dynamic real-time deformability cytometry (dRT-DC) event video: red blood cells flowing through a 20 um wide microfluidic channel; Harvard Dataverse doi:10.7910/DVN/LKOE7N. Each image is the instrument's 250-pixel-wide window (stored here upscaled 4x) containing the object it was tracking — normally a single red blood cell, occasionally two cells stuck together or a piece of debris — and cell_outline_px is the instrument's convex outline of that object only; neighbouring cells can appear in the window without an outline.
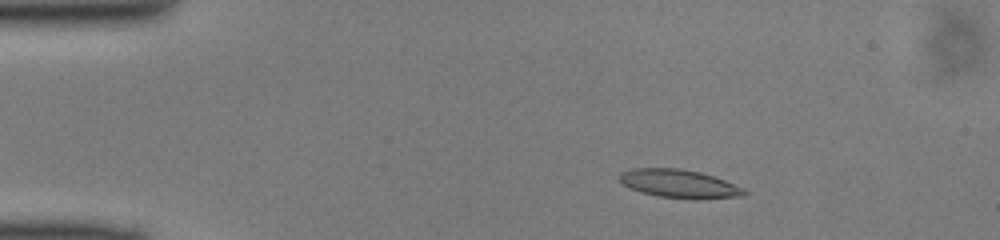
{"species": "common noctule bat (a hibernating species)", "species_latin": "Nyctalus noctula", "temperature_condition": "cold", "stored_images_in_passage": 47, "camera_frame_rate_fps": 3000, "um_per_image_px": 0.085, "animal": {"sex": "male", "body_mass_g": 13.0, "forearm_length_mm": 53.1}, "frame": {"image": 1, "passage_image": 6, "time_ms": 1.667, "image_size_px": [1000, 240], "cell_outline_px": [[748, 192], [744, 196], [696, 200], [692, 200], [656, 196], [640, 192], [624, 184], [620, 180], [620, 172], [632, 168], [680, 168], [700, 172], [724, 180], [744, 188]], "centroid_in_image_um": [57.76, 15.63], "position_along_channel_um": 27.2, "area_um2": 20.81}}
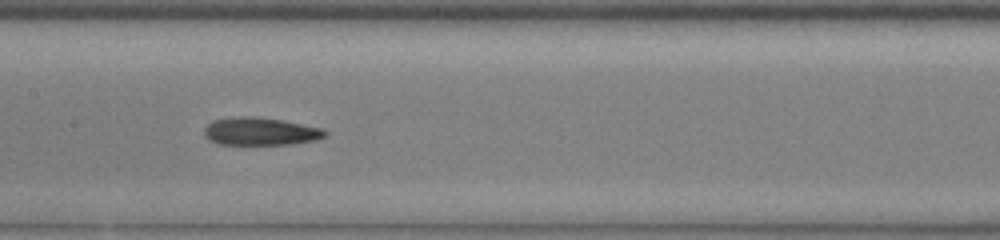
{"frame": {"image": 2, "passage_image": 22, "time_ms": 7.0, "image_size_px": [1000, 240], "cell_outline_px": [[328, 132], [324, 136], [316, 140], [292, 144], [220, 144], [208, 140], [204, 136], [204, 128], [212, 120], [236, 116], [252, 116], [280, 120], [324, 128]], "centroid_in_image_um": [22.11, 11.17], "position_along_channel_um": 185.3, "area_um2": 19.59}}
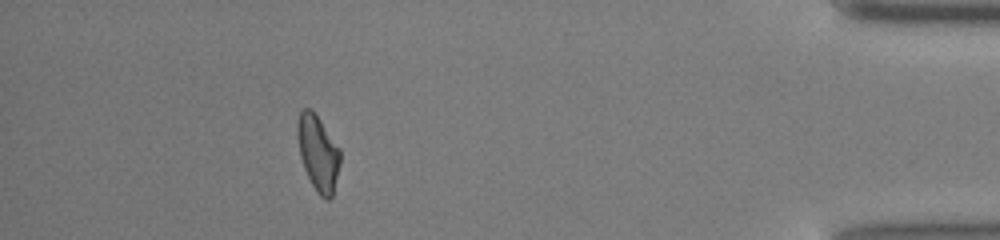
{"frame": {"image": 3, "passage_image": 42, "time_ms": 13.667, "image_size_px": [1000, 240], "cell_outline_px": [[340, 164], [332, 196], [328, 200], [324, 200], [316, 192], [304, 168], [300, 156], [296, 136], [296, 124], [300, 108], [312, 108], [340, 148]], "centroid_in_image_um": [27.01, 12.96], "position_along_channel_um": 408.2, "area_um2": 19.13}}